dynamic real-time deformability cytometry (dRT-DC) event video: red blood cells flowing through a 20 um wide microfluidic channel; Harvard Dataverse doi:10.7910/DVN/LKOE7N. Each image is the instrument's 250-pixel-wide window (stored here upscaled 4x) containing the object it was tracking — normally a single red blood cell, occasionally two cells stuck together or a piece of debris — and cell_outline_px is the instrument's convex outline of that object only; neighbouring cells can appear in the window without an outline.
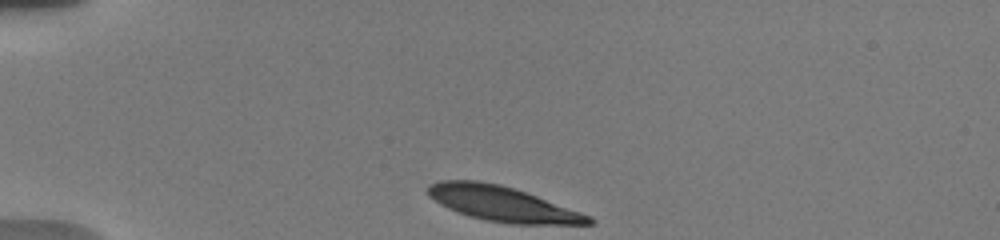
{"species": "human", "species_latin": "Homo sapiens", "temperature_condition": "warm", "stored_images_in_passage": 4, "camera_frame_rate_fps": 3000, "um_per_image_px": 0.085, "donor": {"sex": "male"}, "frame": {"image": 1, "passage_image": 1, "time_ms": 0.0, "image_size_px": [1000, 240], "cell_outline_px": [[596, 224], [508, 224], [468, 216], [456, 212], [440, 204], [428, 196], [428, 184], [440, 180], [476, 180], [500, 184], [536, 196], [592, 216], [596, 220]], "centroid_in_image_um": [42.7, 17.33], "position_along_channel_um": 42.3, "area_um2": 32.71}}
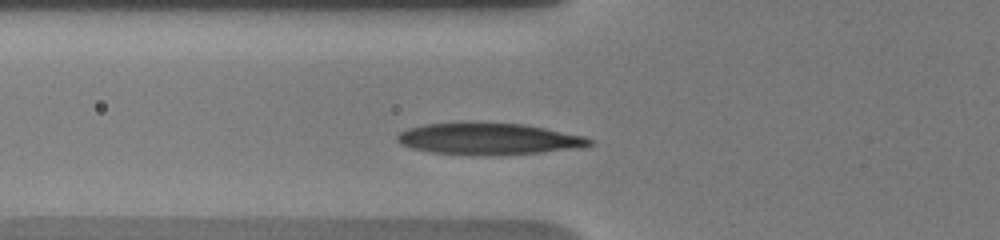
{"frame": {"image": 2, "passage_image": 4, "time_ms": 2.333, "image_size_px": [1000, 240], "cell_outline_px": [[592, 144], [584, 148], [540, 152], [492, 156], [428, 152], [412, 148], [400, 144], [396, 140], [396, 136], [400, 132], [408, 128], [424, 124], [524, 124], [584, 136], [592, 140]], "centroid_in_image_um": [41.55, 11.83], "position_along_channel_um": 84.3, "area_um2": 34.97}}